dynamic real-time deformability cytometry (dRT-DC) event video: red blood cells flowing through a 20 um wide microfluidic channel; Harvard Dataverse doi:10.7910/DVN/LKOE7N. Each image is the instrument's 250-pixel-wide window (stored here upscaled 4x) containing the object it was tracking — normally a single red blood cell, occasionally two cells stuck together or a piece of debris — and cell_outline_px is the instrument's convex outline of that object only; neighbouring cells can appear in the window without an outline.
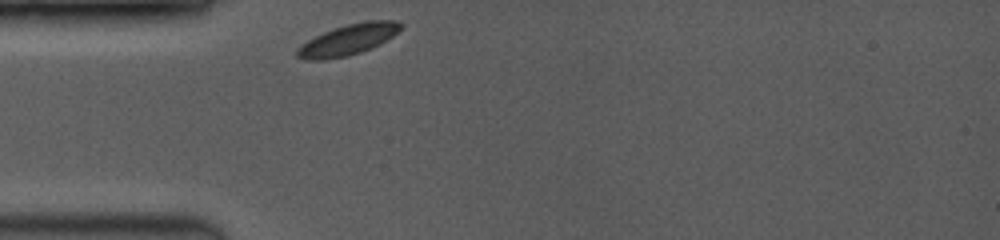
{"species": "common noctule bat (a hibernating species)", "species_latin": "Nyctalus noctula", "temperature_condition": "room temperature", "stored_images_in_passage": 9, "camera_frame_rate_fps": 3500, "um_per_image_px": 0.085, "animal": {"sex": "female", "body_mass_g": 19.0, "forearm_length_mm": 53.3}, "frame": {"image": 1, "passage_image": 1, "time_ms": 0.0, "image_size_px": [1000, 240], "cell_outline_px": [[404, 24], [392, 36], [380, 44], [372, 48], [348, 56], [324, 60], [304, 60], [296, 56], [296, 48], [300, 44], [324, 32], [348, 24], [368, 20], [396, 20]], "centroid_in_image_um": [29.56, 3.39], "position_along_channel_um": 55.4, "area_um2": 18.55}}
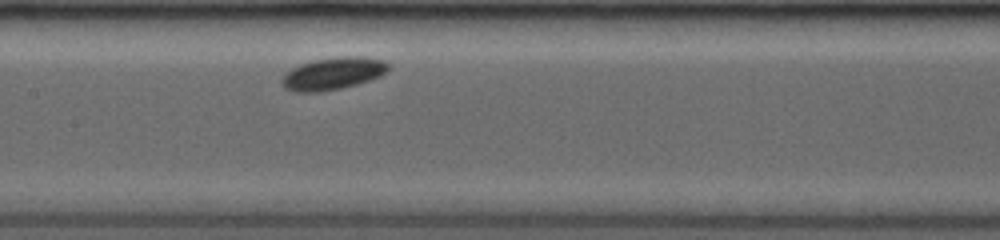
{"frame": {"image": 2, "passage_image": 6, "time_ms": 3.429, "image_size_px": [1000, 240], "cell_outline_px": [[392, 68], [388, 72], [380, 76], [356, 84], [340, 88], [320, 92], [296, 92], [284, 88], [280, 84], [280, 80], [284, 72], [300, 64], [316, 60], [340, 56], [364, 56], [384, 60], [392, 64]], "centroid_in_image_um": [28.32, 6.24], "position_along_channel_um": 179.1, "area_um2": 20.4}}
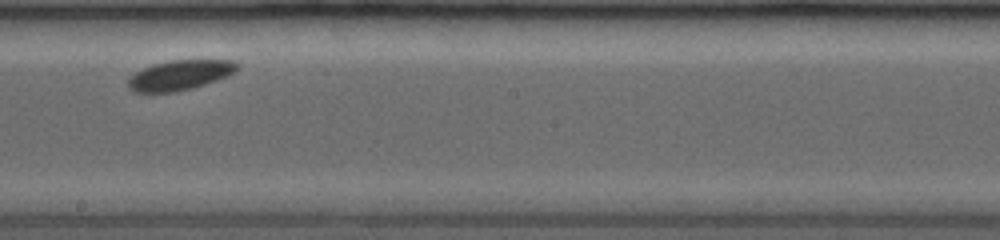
{"frame": {"image": 3, "passage_image": 8, "time_ms": 4.857, "image_size_px": [1000, 240], "cell_outline_px": [[240, 64], [236, 72], [228, 76], [192, 88], [176, 92], [132, 92], [128, 88], [128, 80], [136, 72], [152, 64], [172, 60], [232, 60]], "centroid_in_image_um": [15.31, 6.38], "position_along_channel_um": 232.9, "area_um2": 19.02}}